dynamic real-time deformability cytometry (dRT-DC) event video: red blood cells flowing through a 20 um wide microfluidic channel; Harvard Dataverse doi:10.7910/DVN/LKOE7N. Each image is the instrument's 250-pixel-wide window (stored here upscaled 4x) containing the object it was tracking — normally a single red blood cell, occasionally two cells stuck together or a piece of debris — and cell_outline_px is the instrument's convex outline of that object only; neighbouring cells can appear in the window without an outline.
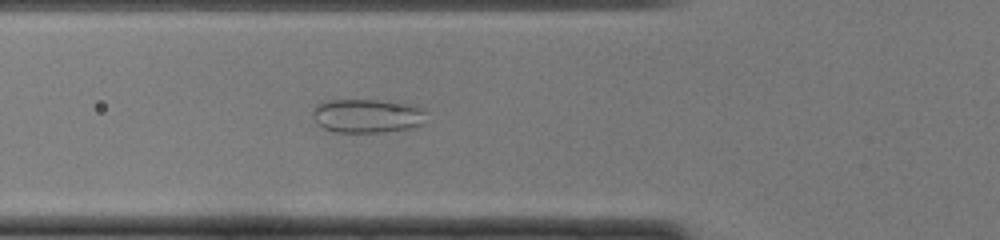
{"species": "common noctule bat (a hibernating species)", "species_latin": "Nyctalus noctula", "temperature_condition": "cold", "stored_images_in_passage": 45, "camera_frame_rate_fps": 3000, "um_per_image_px": 0.085, "animal": {"sex": "female", "body_mass_g": 22.0, "forearm_length_mm": 56.7}, "frame": {"image": 1, "passage_image": 17, "time_ms": 5.333, "image_size_px": [1000, 240], "cell_outline_px": [[424, 124], [416, 128], [384, 132], [336, 132], [324, 128], [316, 124], [312, 116], [312, 112], [316, 104], [320, 100], [400, 100], [420, 108], [424, 112]], "centroid_in_image_um": [31.21, 9.83], "position_along_channel_um": 94.6, "area_um2": 23.06}}
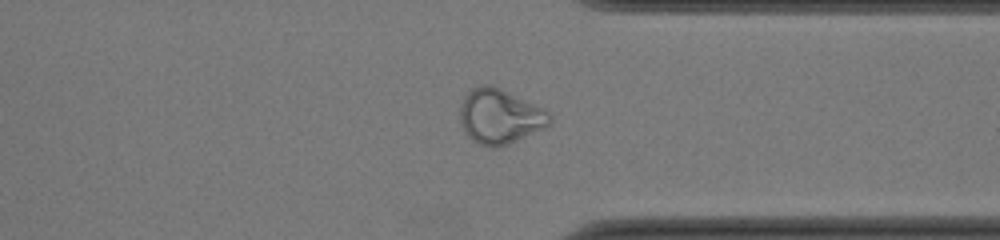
{"frame": {"image": 2, "passage_image": 37, "time_ms": 12.0, "image_size_px": [1000, 240], "cell_outline_px": [[552, 120], [544, 128], [508, 144], [496, 148], [492, 148], [480, 144], [472, 140], [464, 132], [460, 124], [460, 104], [464, 96], [472, 88], [484, 84], [492, 84], [544, 108], [552, 116]], "centroid_in_image_um": [42.47, 9.89], "position_along_channel_um": 368.9, "area_um2": 28.84}}
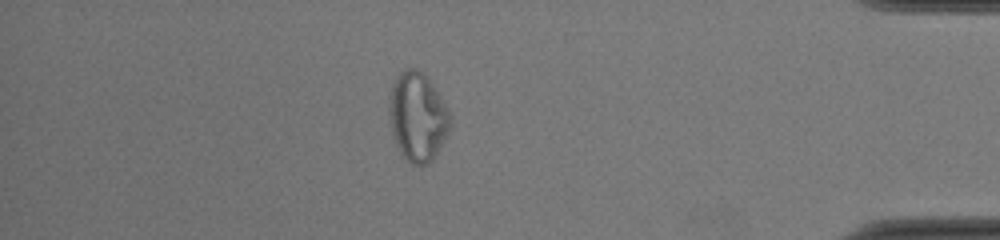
{"frame": {"image": 3, "passage_image": 42, "time_ms": 13.667, "image_size_px": [1000, 240], "cell_outline_px": [[452, 120], [448, 132], [432, 160], [428, 164], [412, 164], [404, 160], [396, 144], [392, 132], [388, 116], [388, 104], [392, 84], [396, 76], [404, 68], [416, 68], [424, 72], [428, 76], [448, 108]], "centroid_in_image_um": [35.48, 9.89], "position_along_channel_um": 399.7, "area_um2": 32.02}, "authors_computed_cell_mechanics": {"area_um2": 27.9752, "velocity_mm_per_s": 4.14, "shape_relaxation_time_tau1_ms": null, "shape_relaxation_time_tau2_ms": 0.8397, "deformation_change_tau1": null, "deformation_change_tau2": 0.0793}}